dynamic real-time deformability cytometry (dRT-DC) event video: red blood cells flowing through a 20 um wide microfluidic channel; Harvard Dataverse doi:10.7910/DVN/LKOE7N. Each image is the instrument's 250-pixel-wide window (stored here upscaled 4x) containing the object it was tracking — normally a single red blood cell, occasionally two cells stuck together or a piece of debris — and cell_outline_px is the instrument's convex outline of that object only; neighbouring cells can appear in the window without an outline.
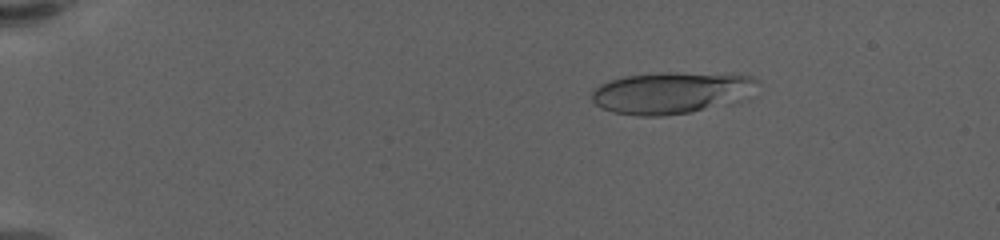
{"species": "human", "species_latin": "Homo sapiens", "temperature_condition": "warm", "stored_images_in_passage": 58, "camera_frame_rate_fps": 3000, "um_per_image_px": 0.085, "donor": {"sex": "female"}, "frame": {"image": 1, "passage_image": 10, "time_ms": 3.0, "image_size_px": [1000, 240], "cell_outline_px": [[760, 84], [748, 100], [688, 112], [660, 116], [640, 116], [612, 112], [600, 108], [592, 100], [592, 92], [600, 84], [608, 80], [624, 76], [660, 72], [676, 72], [752, 76]], "centroid_in_image_um": [57.1, 7.88], "position_along_channel_um": 27.9, "area_um2": 40.69}}
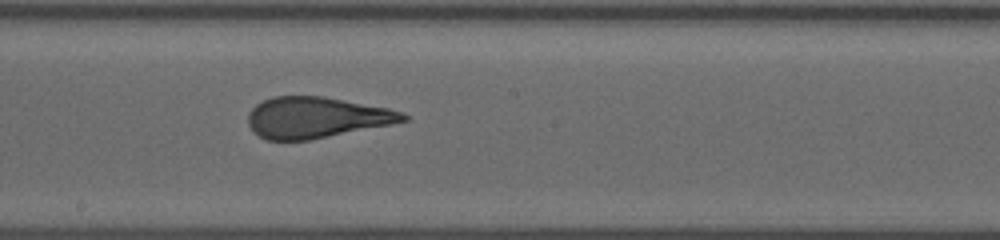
{"frame": {"image": 2, "passage_image": 34, "time_ms": 11.0, "image_size_px": [1000, 240], "cell_outline_px": [[408, 120], [392, 124], [308, 140], [264, 140], [248, 124], [248, 116], [252, 108], [256, 104], [272, 96], [324, 96], [388, 108], [404, 112], [408, 116]], "centroid_in_image_um": [26.9, 9.98], "position_along_channel_um": 221.3, "area_um2": 36.88}}
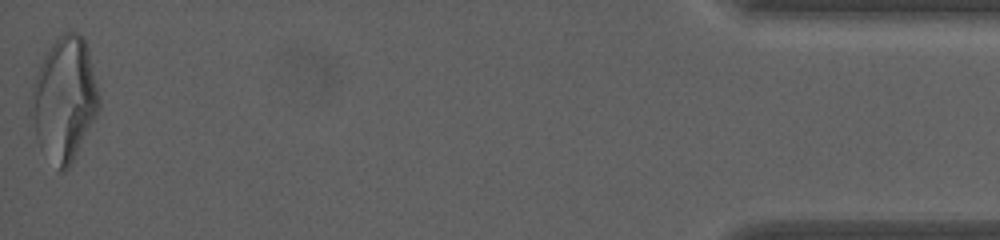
{"frame": {"image": 3, "passage_image": 58, "time_ms": 19.0, "image_size_px": [1000, 240], "cell_outline_px": [[100, 108], [96, 116], [68, 168], [64, 172], [60, 172], [40, 148], [36, 140], [28, 112], [28, 104], [32, 88], [36, 76], [44, 56], [48, 48], [64, 32], [76, 32], [84, 40], [88, 48], [100, 96]], "centroid_in_image_um": [5.44, 8.45], "position_along_channel_um": 429.8, "area_um2": 48.96}, "authors_computed_cell_mechanics": {"area_um2": 38.2925, "velocity_mm_per_s": 3.614, "shape_relaxation_time_tau1_ms": 7.3441, "shape_relaxation_time_tau2_ms": 0.8949, "deformation_change_tau1": 0.2685, "deformation_change_tau2": 0.1081}}